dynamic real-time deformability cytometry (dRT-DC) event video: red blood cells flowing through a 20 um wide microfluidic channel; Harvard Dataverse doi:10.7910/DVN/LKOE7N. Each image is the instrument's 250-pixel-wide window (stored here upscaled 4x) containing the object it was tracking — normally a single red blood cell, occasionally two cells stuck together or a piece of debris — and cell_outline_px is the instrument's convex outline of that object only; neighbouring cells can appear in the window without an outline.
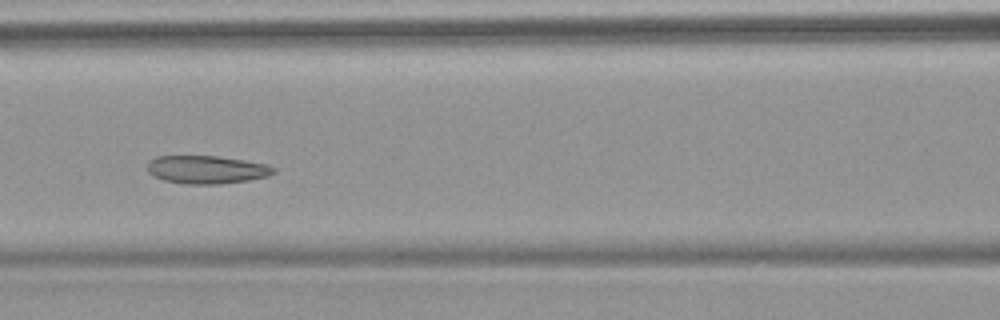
{"species": "common noctule bat (a hibernating species)", "species_latin": "Nyctalus noctula", "temperature_condition": "warm", "stored_images_in_passage": 5, "camera_frame_rate_fps": 3000, "um_per_image_px": 0.085, "animal": {"sex": "female", "body_mass_g": 18.4}, "frame": {"image": 1, "passage_image": 4, "time_ms": 3.667, "image_size_px": [1000, 320], "cell_outline_px": [[276, 172], [268, 176], [248, 180], [220, 184], [188, 184], [164, 180], [148, 172], [148, 160], [156, 156], [216, 156], [244, 160], [268, 164], [276, 168]], "centroid_in_image_um": [17.59, 14.41], "position_along_channel_um": 149.0, "area_um2": 20.63}}